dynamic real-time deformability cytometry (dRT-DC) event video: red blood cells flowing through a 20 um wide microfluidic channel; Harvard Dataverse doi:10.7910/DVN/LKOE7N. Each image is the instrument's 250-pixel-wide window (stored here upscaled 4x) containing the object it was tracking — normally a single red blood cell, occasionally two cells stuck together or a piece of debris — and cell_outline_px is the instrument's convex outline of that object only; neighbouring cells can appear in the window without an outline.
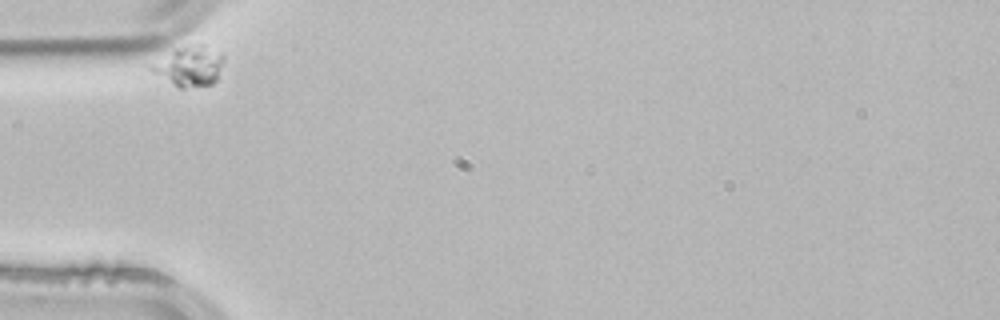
{"species": "common noctule bat (a hibernating species)", "species_latin": "Nyctalus noctula", "temperature_condition": "room temperature", "stored_images_in_passage": 3, "camera_frame_rate_fps": 3000, "um_per_image_px": 0.085, "animal": {"sex": "male", "body_mass_g": 21.5, "forearm_length_mm": 52.0}, "frame": {"image": 1, "passage_image": 1, "time_ms": 0.0, "image_size_px": [1000, 320], "cell_outline_px": [[224, 60], [216, 80], [212, 84], [184, 88], [180, 88], [152, 72], [148, 68], [176, 48], [188, 44], [204, 44], [220, 52], [224, 56]], "centroid_in_image_um": [16.15, 5.6], "position_along_channel_um": 68.9, "area_um2": 16.65}}